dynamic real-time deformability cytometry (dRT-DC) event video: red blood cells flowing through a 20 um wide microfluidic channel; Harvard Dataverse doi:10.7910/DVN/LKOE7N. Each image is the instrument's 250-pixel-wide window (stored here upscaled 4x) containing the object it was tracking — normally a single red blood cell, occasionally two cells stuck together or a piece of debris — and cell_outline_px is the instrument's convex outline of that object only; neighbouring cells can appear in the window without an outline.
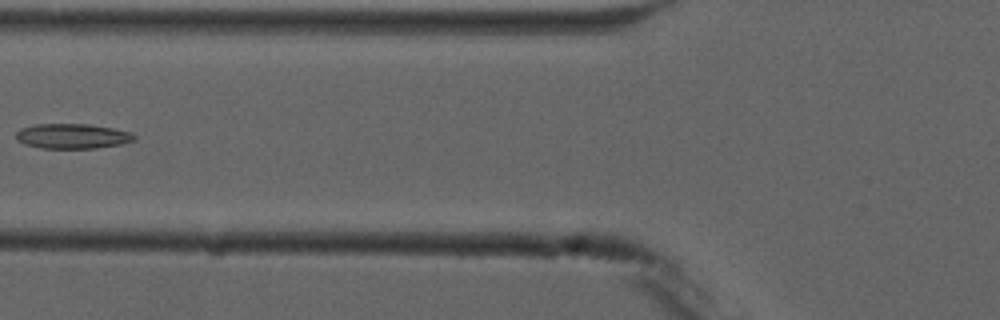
{"species": "common noctule bat (a hibernating species)", "species_latin": "Nyctalus noctula", "temperature_condition": "cold", "stored_images_in_passage": 6, "camera_frame_rate_fps": 3000, "um_per_image_px": 0.085, "animal": {"sex": "male", "forearm_length_mm": 52.5}, "frame": {"image": 1, "passage_image": 5, "time_ms": 6.0, "image_size_px": [1000, 320], "cell_outline_px": [[136, 140], [120, 144], [96, 148], [40, 148], [24, 144], [16, 140], [16, 132], [20, 128], [36, 124], [88, 124], [112, 128], [132, 132], [136, 136]], "centroid_in_image_um": [6.14, 11.57], "position_along_channel_um": 119.7, "area_um2": 17.28}}
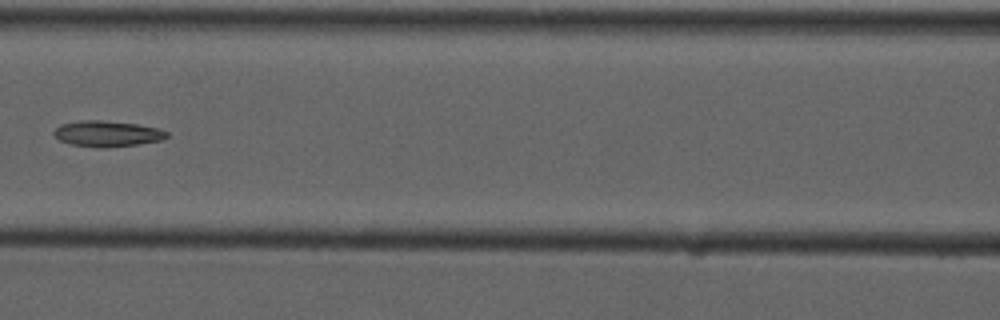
{"frame": {"image": 2, "passage_image": 6, "time_ms": 7.0, "image_size_px": [1000, 320], "cell_outline_px": [[168, 136], [160, 140], [140, 144], [104, 148], [96, 148], [72, 144], [60, 140], [52, 132], [60, 124], [80, 120], [100, 120], [136, 124], [156, 128], [168, 132]], "centroid_in_image_um": [9.09, 11.37], "position_along_channel_um": 157.5, "area_um2": 16.94}}